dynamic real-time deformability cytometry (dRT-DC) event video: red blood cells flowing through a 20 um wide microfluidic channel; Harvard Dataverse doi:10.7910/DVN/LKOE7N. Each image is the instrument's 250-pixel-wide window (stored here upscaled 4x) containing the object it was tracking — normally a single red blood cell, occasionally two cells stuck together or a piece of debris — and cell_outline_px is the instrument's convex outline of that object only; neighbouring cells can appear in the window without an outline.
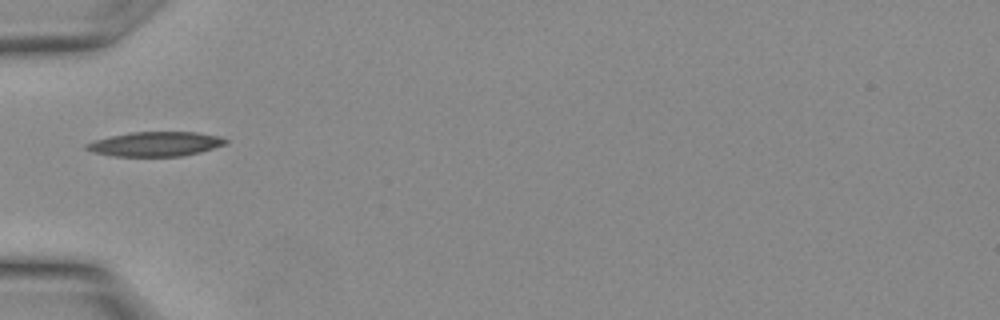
{"species": "Egyptian fruit bat (a non-hibernating species)", "species_latin": "Rousettus aegyptiacus", "temperature_condition": "warm", "stored_images_in_passage": 4, "camera_frame_rate_fps": 3000, "um_per_image_px": 0.085, "animal": {"sex": "female"}, "frame": {"image": 1, "passage_image": 1, "time_ms": 0.0, "image_size_px": [1000, 320], "cell_outline_px": [[228, 144], [200, 152], [184, 156], [112, 156], [92, 152], [84, 148], [84, 144], [96, 140], [112, 136], [132, 132], [196, 132], [220, 136], [228, 140]], "centroid_in_image_um": [13.24, 12.24], "position_along_channel_um": 71.8, "area_um2": 19.94}}
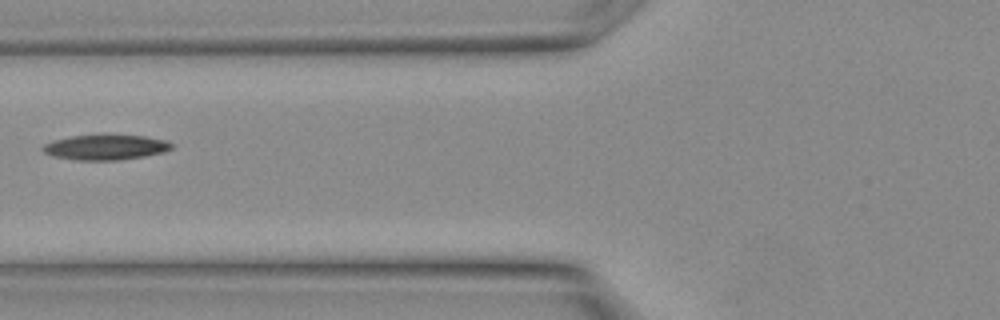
{"frame": {"image": 2, "passage_image": 3, "time_ms": 0.667, "image_size_px": [1000, 320], "cell_outline_px": [[172, 148], [164, 152], [144, 156], [116, 160], [76, 160], [52, 156], [44, 152], [40, 148], [44, 144], [56, 140], [72, 136], [144, 136], [164, 140], [172, 144]], "centroid_in_image_um": [8.95, 12.54], "position_along_channel_um": 116.9, "area_um2": 18.38}}